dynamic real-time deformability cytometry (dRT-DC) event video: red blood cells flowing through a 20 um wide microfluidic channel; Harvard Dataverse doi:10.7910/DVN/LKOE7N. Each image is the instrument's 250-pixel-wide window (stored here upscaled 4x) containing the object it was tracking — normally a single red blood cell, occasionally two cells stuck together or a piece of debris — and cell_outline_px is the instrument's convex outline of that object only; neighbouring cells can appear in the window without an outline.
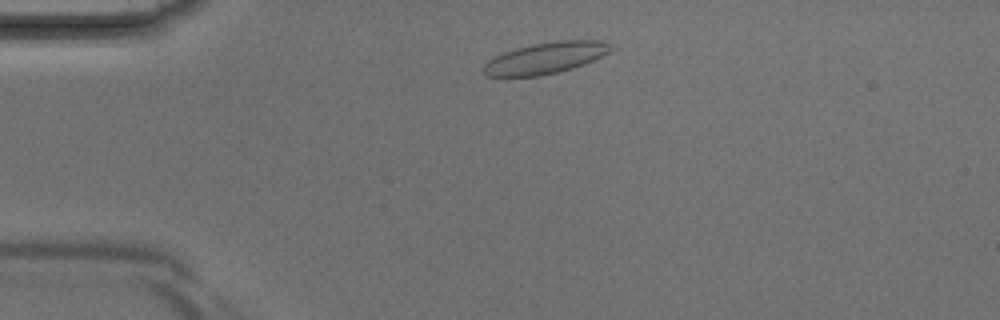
{"species": "Egyptian fruit bat (a non-hibernating species)", "species_latin": "Rousettus aegyptiacus", "temperature_condition": "room temperature", "stored_images_in_passage": 2, "camera_frame_rate_fps": 3000, "um_per_image_px": 0.085, "animal": {"sex": "male"}, "frame": {"image": 1, "passage_image": 1, "time_ms": 0.0, "image_size_px": [1000, 320], "cell_outline_px": [[616, 48], [584, 64], [572, 68], [540, 76], [488, 76], [480, 72], [484, 64], [488, 60], [504, 52], [516, 48], [532, 44], [556, 40], [604, 40]], "centroid_in_image_um": [46.36, 4.92], "position_along_channel_um": 38.6, "area_um2": 23.29}}